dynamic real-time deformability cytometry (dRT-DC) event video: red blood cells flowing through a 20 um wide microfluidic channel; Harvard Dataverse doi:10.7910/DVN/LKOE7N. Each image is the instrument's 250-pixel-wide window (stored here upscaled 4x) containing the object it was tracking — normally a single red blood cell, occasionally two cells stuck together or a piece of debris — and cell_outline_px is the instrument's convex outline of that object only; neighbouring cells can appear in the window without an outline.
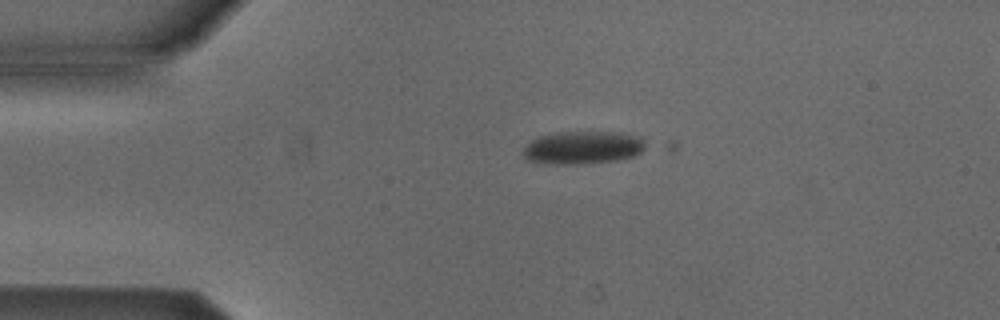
{"species": "Egyptian fruit bat (a non-hibernating species)", "species_latin": "Rousettus aegyptiacus", "temperature_condition": "cold", "stored_images_in_passage": 2, "camera_frame_rate_fps": 3000, "um_per_image_px": 0.085, "animal": {"sex": "male"}, "frame": {"image": 1, "passage_image": 1, "time_ms": 0.0, "image_size_px": [1000, 320], "cell_outline_px": [[644, 148], [640, 152], [632, 156], [620, 160], [580, 164], [548, 164], [528, 160], [524, 156], [524, 148], [532, 140], [540, 136], [556, 132], [604, 132], [628, 136], [640, 140], [644, 144]], "centroid_in_image_um": [49.43, 12.57], "position_along_channel_um": 35.6, "area_um2": 22.77}}